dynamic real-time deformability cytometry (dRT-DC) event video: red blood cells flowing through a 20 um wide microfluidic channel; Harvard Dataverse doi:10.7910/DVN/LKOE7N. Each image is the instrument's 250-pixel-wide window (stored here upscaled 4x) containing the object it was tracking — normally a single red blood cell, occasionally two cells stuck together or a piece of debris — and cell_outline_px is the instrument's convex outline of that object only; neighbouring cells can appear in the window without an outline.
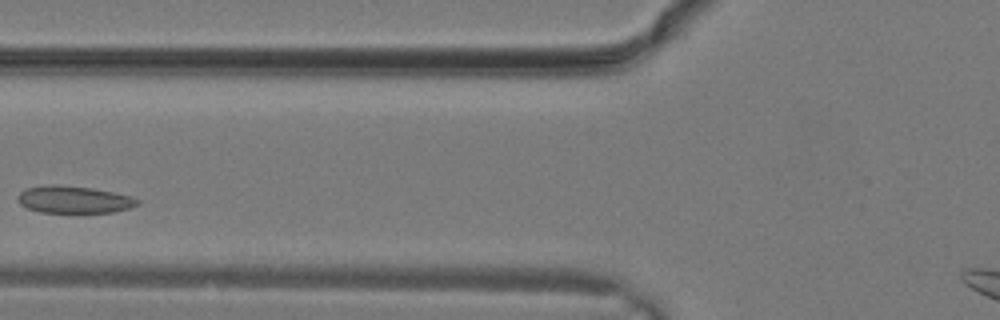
{"species": "common noctule bat (a hibernating species)", "species_latin": "Nyctalus noctula", "temperature_condition": "warm", "stored_images_in_passage": 14, "camera_frame_rate_fps": 3000, "um_per_image_px": 0.085, "animal": {"sex": "male", "body_mass_g": 19.2, "forearm_length_mm": 51.8}, "frame": {"image": 1, "passage_image": 4, "time_ms": 1.0, "image_size_px": [1000, 320], "cell_outline_px": [[140, 200], [136, 204], [128, 208], [112, 212], [40, 212], [28, 208], [20, 204], [16, 200], [16, 196], [24, 188], [52, 184], [92, 188], [132, 196]], "centroid_in_image_um": [6.22, 16.95], "position_along_channel_um": 119.6, "area_um2": 18.84}}
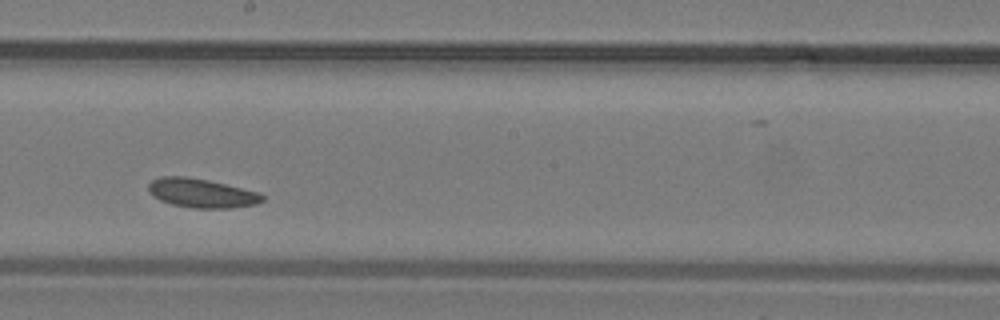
{"frame": {"image": 2, "passage_image": 9, "time_ms": 2.667, "image_size_px": [1000, 320], "cell_outline_px": [[264, 200], [256, 204], [228, 208], [192, 208], [172, 204], [160, 200], [148, 188], [148, 184], [152, 180], [160, 176], [184, 176], [208, 180], [260, 192], [264, 196]], "centroid_in_image_um": [17.16, 16.41], "position_along_channel_um": 231.0, "area_um2": 19.13}}
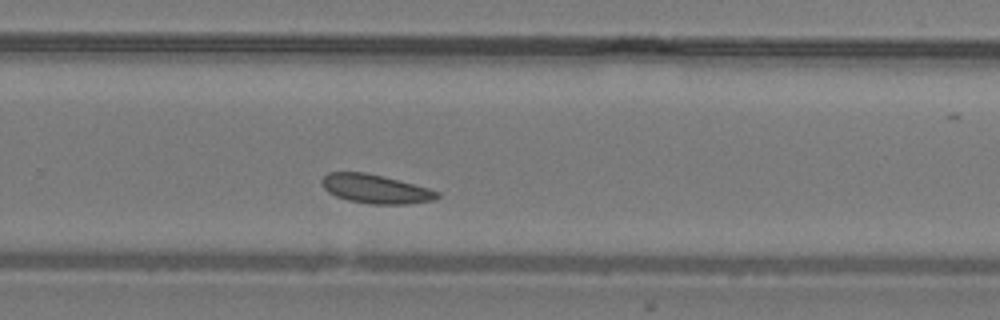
{"frame": {"image": 3, "passage_image": 12, "time_ms": 3.667, "image_size_px": [1000, 320], "cell_outline_px": [[440, 196], [436, 200], [408, 204], [368, 204], [348, 200], [336, 196], [328, 192], [324, 188], [320, 180], [328, 172], [364, 172], [428, 188], [440, 192]], "centroid_in_image_um": [31.91, 16.07], "position_along_channel_um": 297.9, "area_um2": 19.31}}